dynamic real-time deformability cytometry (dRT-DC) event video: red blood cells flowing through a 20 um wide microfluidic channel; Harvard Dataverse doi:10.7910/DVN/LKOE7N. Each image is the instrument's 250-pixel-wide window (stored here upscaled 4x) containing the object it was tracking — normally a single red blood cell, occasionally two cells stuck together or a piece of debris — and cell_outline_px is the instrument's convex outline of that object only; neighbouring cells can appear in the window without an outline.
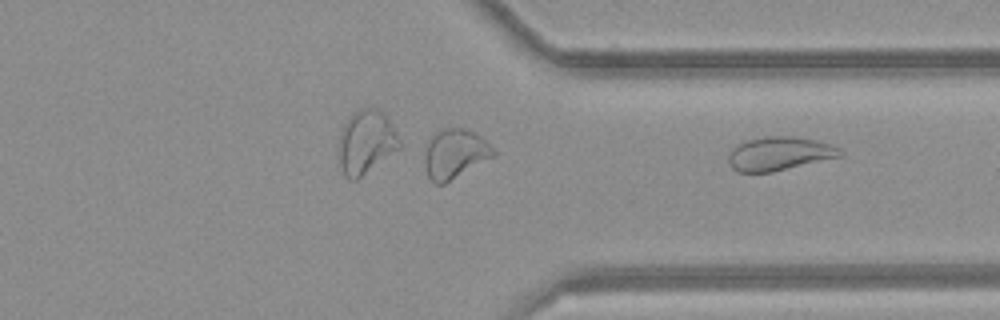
{"species": "common noctule bat (a hibernating species)", "species_latin": "Nyctalus noctula", "temperature_condition": "room temperature", "stored_images_in_passage": 21, "camera_frame_rate_fps": 3000, "um_per_image_px": 0.085, "animal": {"sex": "female", "body_mass_g": 21.9}, "frame": {"image": 1, "passage_image": 21, "time_ms": 6.667, "image_size_px": [1000, 320], "cell_outline_px": [[844, 156], [772, 172], [736, 172], [732, 168], [728, 160], [728, 156], [732, 148], [748, 140], [764, 136], [792, 136], [820, 140], [840, 148], [844, 152]], "centroid_in_image_um": [66.3, 13.06], "position_along_channel_um": 345.1, "area_um2": 22.14}}